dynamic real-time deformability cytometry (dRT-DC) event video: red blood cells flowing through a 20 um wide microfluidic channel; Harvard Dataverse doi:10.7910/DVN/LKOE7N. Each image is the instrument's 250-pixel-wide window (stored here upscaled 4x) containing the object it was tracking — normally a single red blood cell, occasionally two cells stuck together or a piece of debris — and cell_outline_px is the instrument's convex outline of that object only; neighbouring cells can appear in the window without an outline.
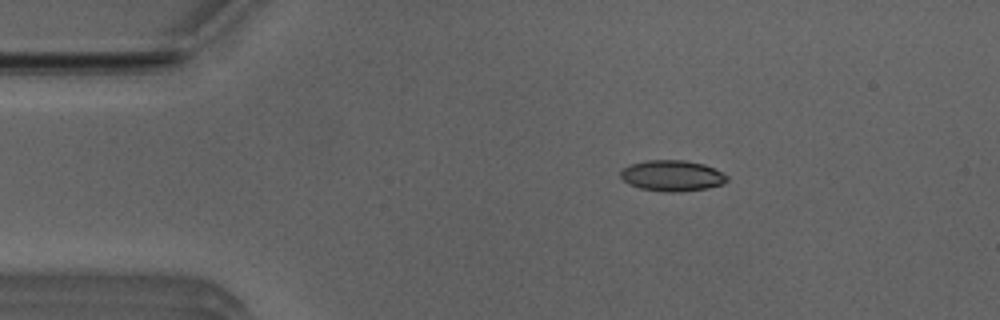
{"species": "Egyptian fruit bat (a non-hibernating species)", "species_latin": "Rousettus aegyptiacus", "temperature_condition": "room temperature", "stored_images_in_passage": 50, "camera_frame_rate_fps": 3000, "um_per_image_px": 0.085, "animal": {"sex": "male"}, "frame": {"image": 1, "passage_image": 8, "time_ms": 2.333, "image_size_px": [1000, 320], "cell_outline_px": [[728, 180], [724, 184], [708, 188], [680, 192], [664, 192], [640, 188], [628, 184], [620, 176], [620, 172], [628, 164], [648, 160], [684, 160], [704, 164], [728, 176]], "centroid_in_image_um": [57.12, 14.94], "position_along_channel_um": 27.9, "area_um2": 19.25}}
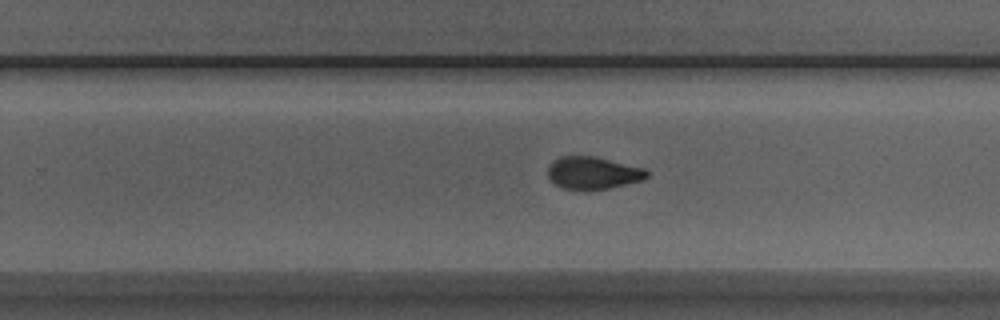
{"frame": {"image": 2, "passage_image": 31, "time_ms": 10.0, "image_size_px": [1000, 320], "cell_outline_px": [[648, 176], [644, 180], [608, 188], [560, 188], [548, 176], [548, 164], [552, 160], [560, 156], [592, 156], [644, 168], [648, 172]], "centroid_in_image_um": [50.38, 14.67], "position_along_channel_um": 279.4, "area_um2": 18.32}}
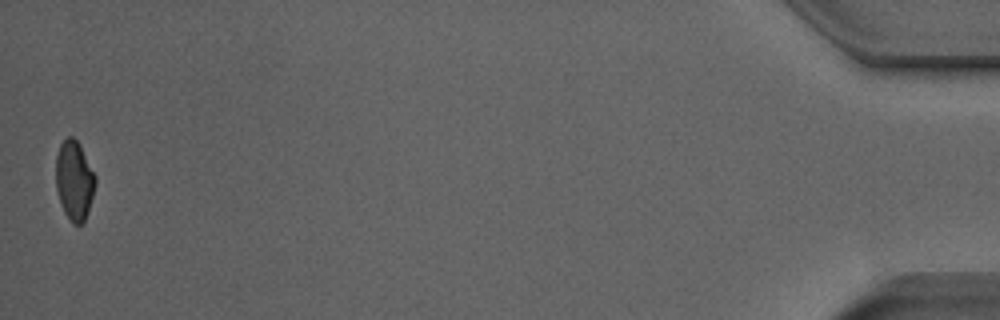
{"frame": {"image": 3, "passage_image": 50, "time_ms": 16.333, "image_size_px": [1000, 320], "cell_outline_px": [[96, 184], [88, 212], [84, 220], [80, 224], [72, 224], [64, 212], [60, 204], [56, 188], [56, 156], [60, 144], [68, 136], [72, 136], [80, 144], [96, 176]], "centroid_in_image_um": [6.31, 15.33], "position_along_channel_um": 428.9, "area_um2": 18.38}, "authors_computed_cell_mechanics": {"area_um2": 19.1029, "velocity_mm_per_s": 3.9811, "shape_relaxation_time_tau1_ms": 7.3513, "shape_relaxation_time_tau2_ms": 1.6974, "deformation_change_tau1": 0.1758, "deformation_change_tau2": 0.0676}}